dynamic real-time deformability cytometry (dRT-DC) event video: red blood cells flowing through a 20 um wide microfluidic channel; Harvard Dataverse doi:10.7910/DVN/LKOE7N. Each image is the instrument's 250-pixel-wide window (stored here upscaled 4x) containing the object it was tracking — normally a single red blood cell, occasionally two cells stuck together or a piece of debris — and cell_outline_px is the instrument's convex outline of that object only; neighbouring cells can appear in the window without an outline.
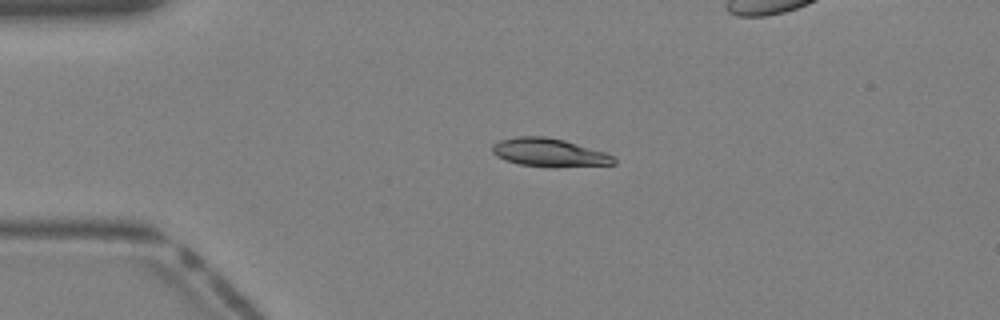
{"species": "Egyptian fruit bat (a non-hibernating species)", "species_latin": "Rousettus aegyptiacus", "temperature_condition": "warm", "stored_images_in_passage": 35, "camera_frame_rate_fps": 3000, "um_per_image_px": 0.085, "animal": {"sex": "female"}, "frame": {"image": 1, "passage_image": 9, "time_ms": 2.667, "image_size_px": [1000, 320], "cell_outline_px": [[616, 164], [556, 168], [552, 168], [520, 164], [504, 160], [496, 156], [492, 152], [492, 144], [500, 140], [516, 136], [544, 136], [564, 140], [604, 152], [612, 156], [616, 160]], "centroid_in_image_um": [46.66, 12.98], "position_along_channel_um": 38.3, "area_um2": 20.23}}
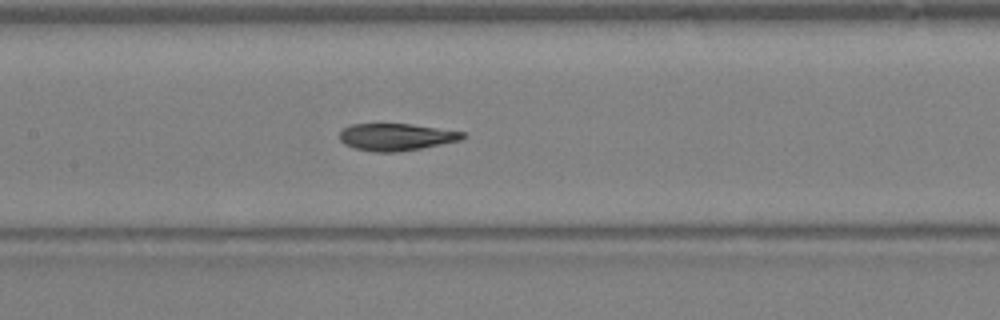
{"frame": {"image": 2, "passage_image": 19, "time_ms": 6.0, "image_size_px": [1000, 320], "cell_outline_px": [[468, 136], [460, 140], [420, 148], [396, 152], [372, 152], [356, 148], [344, 144], [340, 140], [340, 132], [344, 128], [352, 124], [412, 124], [464, 132]], "centroid_in_image_um": [33.68, 11.64], "position_along_channel_um": 173.7, "area_um2": 19.31}}
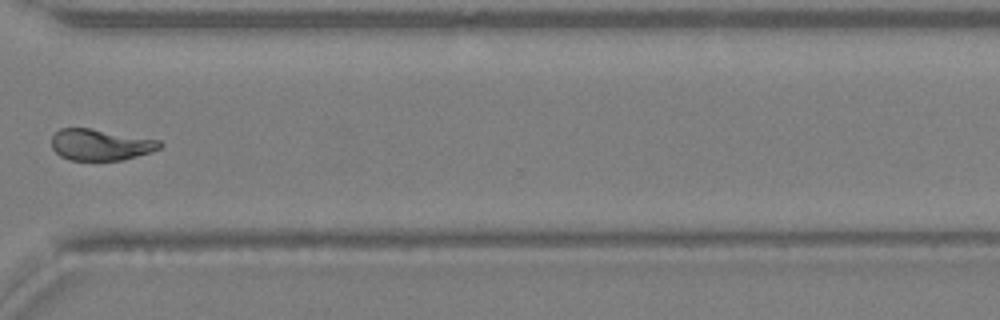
{"frame": {"image": 3, "passage_image": 30, "time_ms": 9.667, "image_size_px": [1000, 320], "cell_outline_px": [[164, 144], [160, 148], [124, 160], [68, 160], [60, 156], [52, 148], [52, 136], [60, 128], [88, 128], [160, 140]], "centroid_in_image_um": [8.52, 12.3], "position_along_channel_um": 362.1, "area_um2": 19.59}}